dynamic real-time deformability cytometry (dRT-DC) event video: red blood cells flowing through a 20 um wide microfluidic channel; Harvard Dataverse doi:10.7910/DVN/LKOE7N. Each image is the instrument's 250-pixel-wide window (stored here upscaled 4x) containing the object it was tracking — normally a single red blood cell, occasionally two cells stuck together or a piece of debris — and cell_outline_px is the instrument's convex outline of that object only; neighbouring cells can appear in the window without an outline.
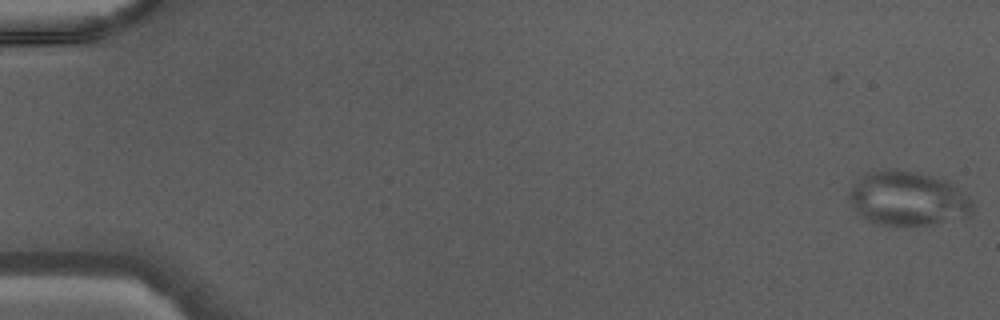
{"species": "Egyptian fruit bat (a non-hibernating species)", "species_latin": "Rousettus aegyptiacus", "temperature_condition": "warm", "stored_images_in_passage": 30, "camera_frame_rate_fps": 3000, "um_per_image_px": 0.085, "animal": {"sex": "male"}, "frame": {"image": 1, "passage_image": 1, "time_ms": 0.0, "image_size_px": [1000, 320], "cell_outline_px": [[972, 216], [928, 224], [896, 228], [880, 224], [860, 216], [848, 200], [848, 188], [852, 184], [868, 172], [888, 168], [896, 168], [920, 172], [936, 176], [948, 180], [956, 184], [972, 200]], "centroid_in_image_um": [77.16, 16.86], "position_along_channel_um": 7.8, "area_um2": 40.17}}
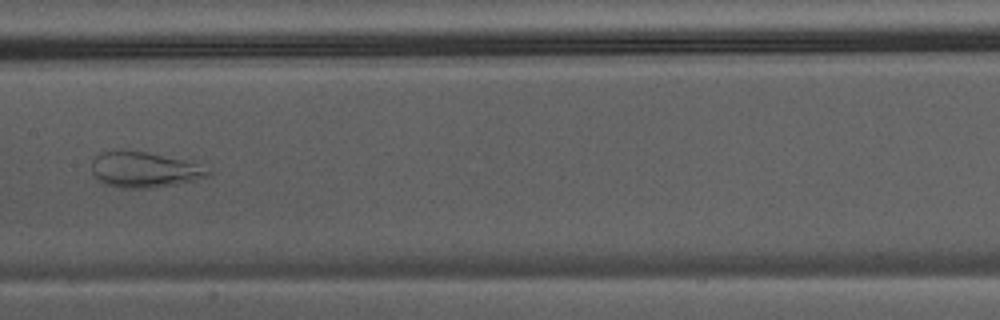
{"frame": {"image": 2, "passage_image": 25, "time_ms": 8.0, "image_size_px": [1000, 320], "cell_outline_px": [[212, 176], [196, 180], [156, 188], [120, 188], [104, 184], [92, 172], [92, 160], [100, 152], [144, 152], [184, 160], [196, 164], [212, 172]], "centroid_in_image_um": [12.28, 14.46], "position_along_channel_um": 195.1, "area_um2": 23.7}}
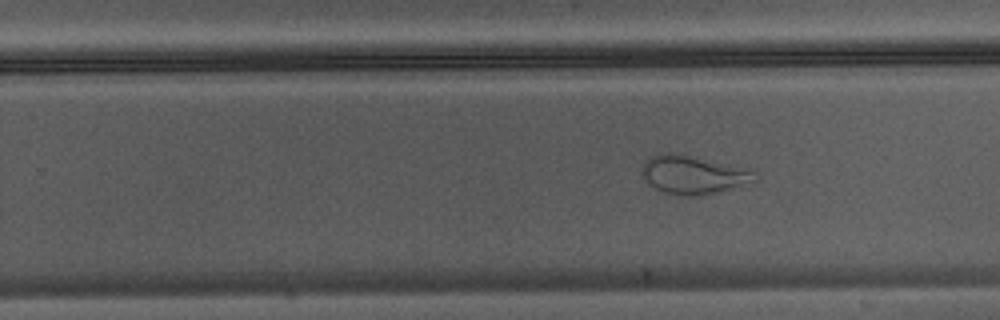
{"frame": {"image": 3, "passage_image": 30, "time_ms": 9.667, "image_size_px": [1000, 320], "cell_outline_px": [[756, 180], [732, 188], [716, 192], [696, 196], [688, 196], [664, 192], [648, 184], [640, 172], [644, 164], [652, 156], [664, 152], [676, 152], [752, 168], [756, 172]], "centroid_in_image_um": [58.95, 14.82], "position_along_channel_um": 270.8, "area_um2": 25.49}}